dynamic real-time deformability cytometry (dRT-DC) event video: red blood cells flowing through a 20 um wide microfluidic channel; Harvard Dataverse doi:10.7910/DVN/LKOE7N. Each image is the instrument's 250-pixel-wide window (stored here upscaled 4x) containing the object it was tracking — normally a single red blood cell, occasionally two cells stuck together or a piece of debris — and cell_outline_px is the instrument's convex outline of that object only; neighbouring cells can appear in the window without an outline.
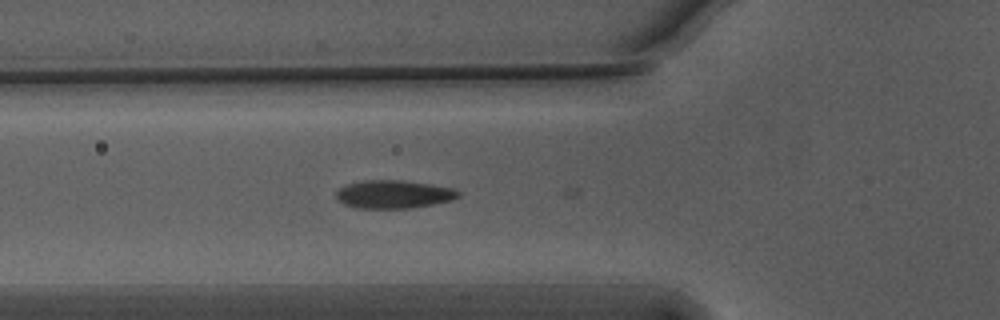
{"species": "Egyptian fruit bat (a non-hibernating species)", "species_latin": "Rousettus aegyptiacus", "temperature_condition": "warm", "stored_images_in_passage": 3, "camera_frame_rate_fps": 3000, "um_per_image_px": 0.085, "animal": {"sex": "male"}, "frame": {"image": 1, "passage_image": 2, "time_ms": 0.333, "image_size_px": [1000, 320], "cell_outline_px": [[460, 196], [452, 200], [412, 208], [356, 208], [344, 204], [336, 196], [336, 192], [340, 188], [348, 184], [364, 180], [404, 180], [452, 188], [460, 192]], "centroid_in_image_um": [33.47, 16.51], "position_along_channel_um": 92.3, "area_um2": 19.88}}